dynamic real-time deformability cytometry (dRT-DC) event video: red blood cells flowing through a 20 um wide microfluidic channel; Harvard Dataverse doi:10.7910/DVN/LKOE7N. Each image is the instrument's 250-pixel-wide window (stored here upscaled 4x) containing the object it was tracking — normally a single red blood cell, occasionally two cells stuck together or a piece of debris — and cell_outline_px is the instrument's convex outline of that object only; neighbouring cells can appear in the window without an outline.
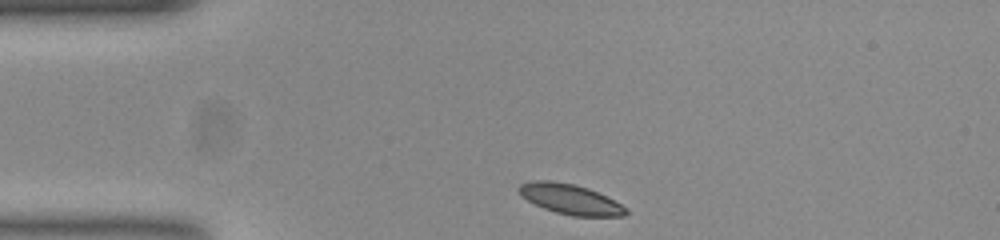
{"species": "common noctule bat (a hibernating species)", "species_latin": "Nyctalus noctula", "temperature_condition": "room temperature", "stored_images_in_passage": 34, "camera_frame_rate_fps": 3000, "um_per_image_px": 0.085, "animal": {"sex": "female", "body_mass_g": 23.0, "forearm_length_mm": 53.4}, "frame": {"image": 1, "passage_image": 1, "time_ms": 0.0, "image_size_px": [1000, 240], "cell_outline_px": [[628, 212], [624, 216], [572, 216], [556, 212], [544, 208], [520, 196], [516, 188], [520, 184], [536, 180], [548, 180], [572, 184], [588, 188], [620, 204]], "centroid_in_image_um": [48.41, 16.93], "position_along_channel_um": 36.6, "area_um2": 18.44}}
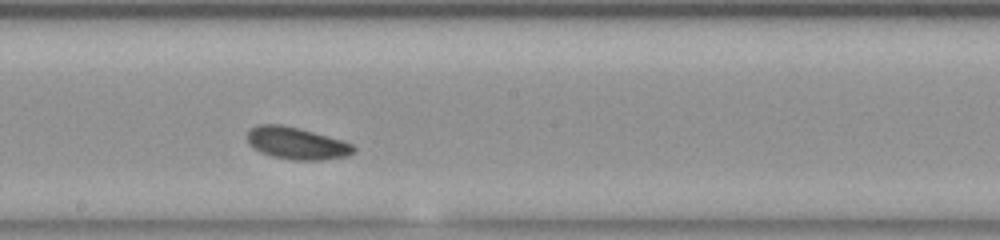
{"frame": {"image": 2, "passage_image": 19, "time_ms": 6.0, "image_size_px": [1000, 240], "cell_outline_px": [[356, 148], [348, 156], [320, 160], [292, 160], [272, 156], [260, 152], [248, 144], [248, 128], [256, 124], [280, 124], [312, 132], [340, 140], [352, 144]], "centroid_in_image_um": [25.16, 12.18], "position_along_channel_um": 223.0, "area_um2": 19.71}}
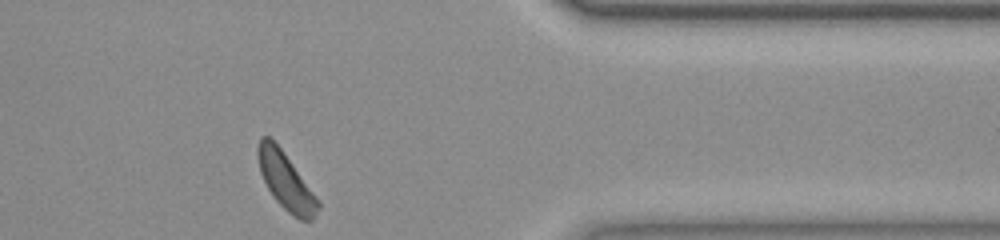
{"frame": {"image": 3, "passage_image": 34, "time_ms": 11.0, "image_size_px": [1000, 240], "cell_outline_px": [[320, 208], [312, 220], [300, 220], [288, 212], [276, 200], [268, 188], [260, 172], [256, 152], [256, 148], [260, 136], [268, 136], [280, 148], [320, 200]], "centroid_in_image_um": [24.3, 15.4], "position_along_channel_um": 387.1, "area_um2": 19.77}, "authors_computed_cell_mechanics": {"area_um2": 19.4497, "velocity_mm_per_s": 3.6909, "shape_relaxation_time_tau1_ms": 1.8733, "shape_relaxation_time_tau2_ms": null, "deformation_change_tau1": 0.058, "deformation_change_tau2": null}}